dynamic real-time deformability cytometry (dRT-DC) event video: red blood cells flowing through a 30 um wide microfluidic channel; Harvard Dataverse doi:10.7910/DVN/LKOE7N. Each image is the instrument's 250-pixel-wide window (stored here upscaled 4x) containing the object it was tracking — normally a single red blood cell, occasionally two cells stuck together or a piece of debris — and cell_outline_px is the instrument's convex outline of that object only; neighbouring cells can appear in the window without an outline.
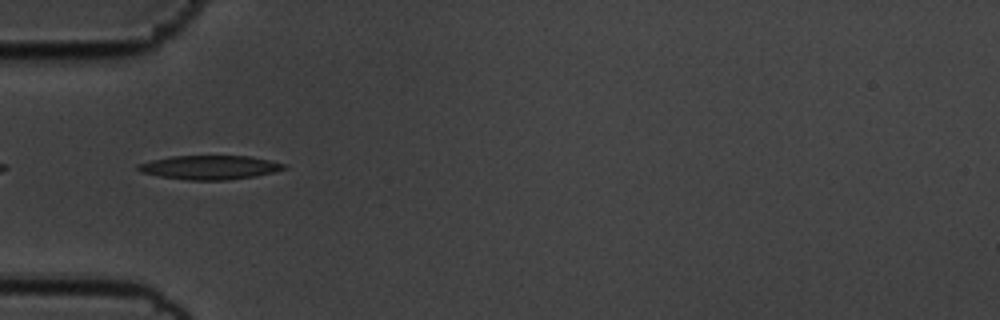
{"species": "common noctule bat (a hibernating species)", "species_latin": "Nyctalus noctula", "temperature_condition": "cold", "stored_images_in_passage": 35, "camera_frame_rate_fps": 3000, "um_per_image_px": 0.085, "animal": {"sex": "male", "body_mass_g": 19.5, "forearm_length_mm": 54.6}, "frame": {"image": 1, "passage_image": 2, "time_ms": 0.333, "image_size_px": [1000, 320], "cell_outline_px": [[288, 168], [276, 172], [256, 176], [228, 180], [188, 180], [160, 176], [140, 172], [136, 168], [136, 164], [152, 160], [172, 156], [248, 156], [288, 164]], "centroid_in_image_um": [17.86, 14.23], "position_along_channel_um": 67.1, "area_um2": 20.52}}
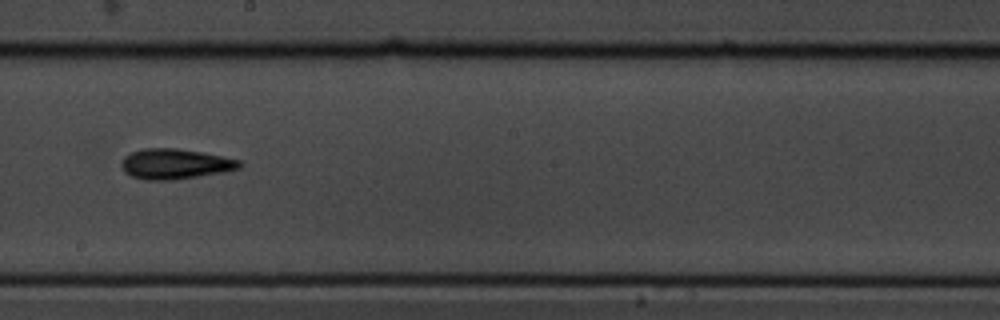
{"frame": {"image": 2, "passage_image": 16, "time_ms": 5.0, "image_size_px": [1000, 320], "cell_outline_px": [[244, 164], [240, 168], [224, 172], [172, 180], [144, 180], [132, 176], [124, 172], [120, 164], [120, 160], [124, 156], [132, 152], [144, 148], [176, 148], [200, 152], [240, 160]], "centroid_in_image_um": [14.85, 13.94], "position_along_channel_um": 233.3, "area_um2": 20.87}}
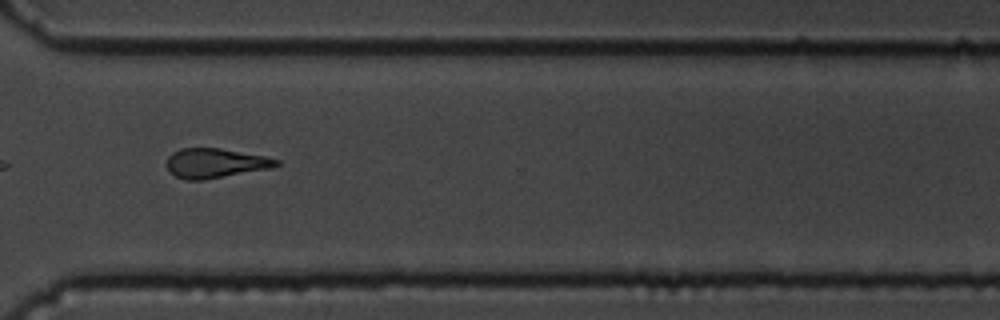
{"frame": {"image": 3, "passage_image": 26, "time_ms": 8.333, "image_size_px": [1000, 320], "cell_outline_px": [[280, 164], [272, 168], [204, 180], [184, 180], [168, 172], [168, 156], [172, 152], [180, 148], [220, 148], [264, 156], [280, 160]], "centroid_in_image_um": [18.29, 13.87], "position_along_channel_um": 352.3, "area_um2": 18.96}, "authors_computed_cell_mechanics": {"area_um2": 19.652, "velocity_mm_per_s": 3.572, "shape_relaxation_time_tau1_ms": 3.6284, "shape_relaxation_time_tau2_ms": 6.394, "deformation_change_tau1": 0.1329, "deformation_change_tau2": 0.1773}}